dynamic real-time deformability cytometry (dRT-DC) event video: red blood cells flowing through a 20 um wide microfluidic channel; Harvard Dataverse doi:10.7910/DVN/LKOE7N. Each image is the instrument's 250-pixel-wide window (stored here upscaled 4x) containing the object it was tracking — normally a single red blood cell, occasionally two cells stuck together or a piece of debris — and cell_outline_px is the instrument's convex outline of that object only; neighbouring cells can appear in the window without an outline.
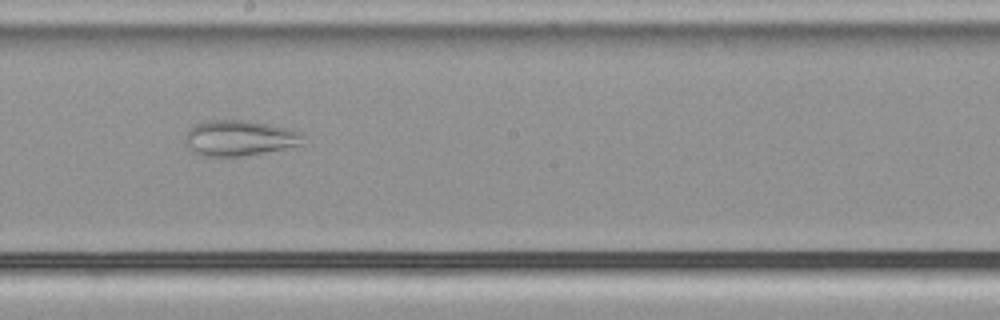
{"species": "common noctule bat (a hibernating species)", "species_latin": "Nyctalus noctula", "temperature_condition": "cold", "stored_images_in_passage": 41, "camera_frame_rate_fps": 3000, "um_per_image_px": 0.085, "animal": {"sex": "male", "body_mass_g": 21.5, "forearm_length_mm": 52.0}, "frame": {"image": 1, "passage_image": 18, "time_ms": 5.667, "image_size_px": [1000, 320], "cell_outline_px": [[304, 144], [264, 152], [240, 156], [200, 156], [192, 152], [184, 140], [188, 132], [196, 124], [208, 120], [248, 120], [288, 128], [300, 132]], "centroid_in_image_um": [20.33, 11.73], "position_along_channel_um": 227.9, "area_um2": 24.22}}
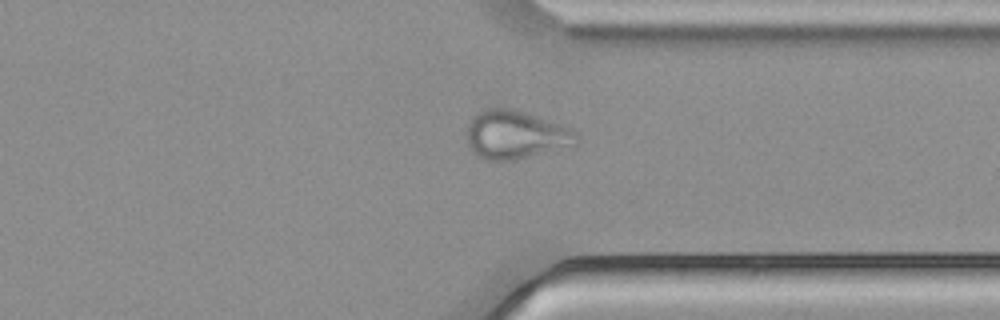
{"frame": {"image": 2, "passage_image": 29, "time_ms": 9.333, "image_size_px": [1000, 320], "cell_outline_px": [[576, 144], [516, 160], [484, 160], [476, 156], [472, 152], [468, 144], [468, 124], [472, 116], [488, 108], [512, 108], [524, 112], [568, 128], [576, 132]], "centroid_in_image_um": [43.75, 11.47], "position_along_channel_um": 367.6, "area_um2": 30.4}}
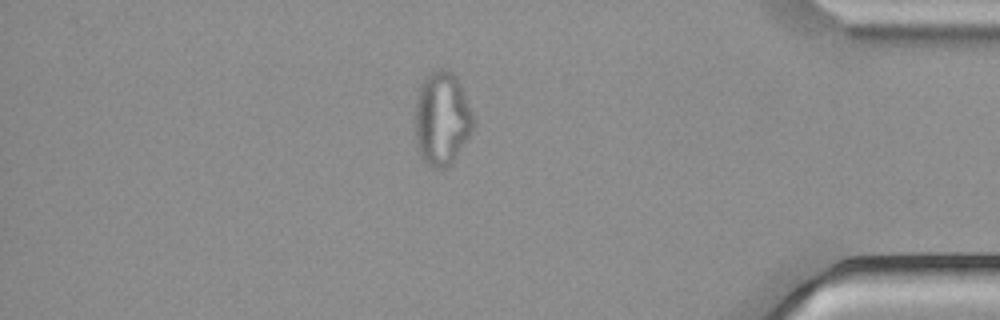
{"frame": {"image": 3, "passage_image": 34, "time_ms": 11.0, "image_size_px": [1000, 320], "cell_outline_px": [[476, 124], [472, 132], [452, 164], [448, 168], [432, 168], [420, 156], [416, 144], [416, 100], [420, 84], [428, 72], [436, 68], [448, 68], [456, 76], [460, 84], [472, 112]], "centroid_in_image_um": [37.57, 10.07], "position_along_channel_um": 397.6, "area_um2": 32.19}}